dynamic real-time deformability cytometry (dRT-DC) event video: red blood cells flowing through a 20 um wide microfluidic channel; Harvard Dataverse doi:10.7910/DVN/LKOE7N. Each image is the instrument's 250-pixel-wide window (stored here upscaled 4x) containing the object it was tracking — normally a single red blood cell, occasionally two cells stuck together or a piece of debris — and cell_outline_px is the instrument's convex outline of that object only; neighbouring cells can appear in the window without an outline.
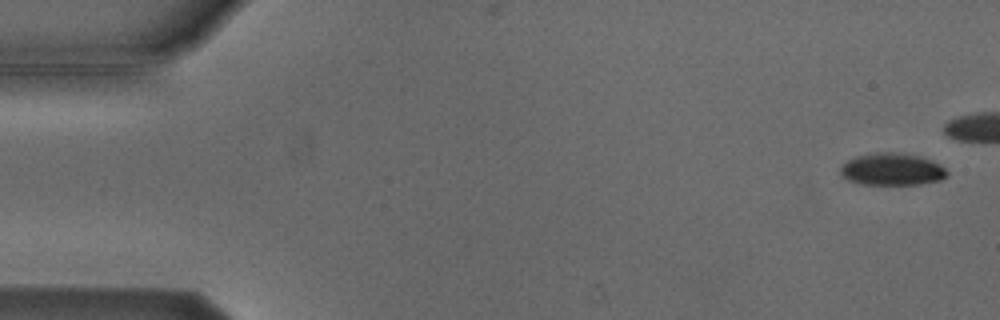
{"species": "Egyptian fruit bat (a non-hibernating species)", "species_latin": "Rousettus aegyptiacus", "temperature_condition": "cold", "stored_images_in_passage": 6, "camera_frame_rate_fps": 3000, "um_per_image_px": 0.085, "animal": {"sex": "male"}, "frame": {"image": 1, "passage_image": 1, "time_ms": 0.0, "image_size_px": [1000, 320], "cell_outline_px": [[948, 172], [940, 180], [920, 184], [860, 184], [848, 180], [840, 176], [840, 168], [848, 160], [856, 156], [884, 152], [888, 152], [920, 156], [940, 164]], "centroid_in_image_um": [75.79, 14.4], "position_along_channel_um": 9.2, "area_um2": 19.71}}